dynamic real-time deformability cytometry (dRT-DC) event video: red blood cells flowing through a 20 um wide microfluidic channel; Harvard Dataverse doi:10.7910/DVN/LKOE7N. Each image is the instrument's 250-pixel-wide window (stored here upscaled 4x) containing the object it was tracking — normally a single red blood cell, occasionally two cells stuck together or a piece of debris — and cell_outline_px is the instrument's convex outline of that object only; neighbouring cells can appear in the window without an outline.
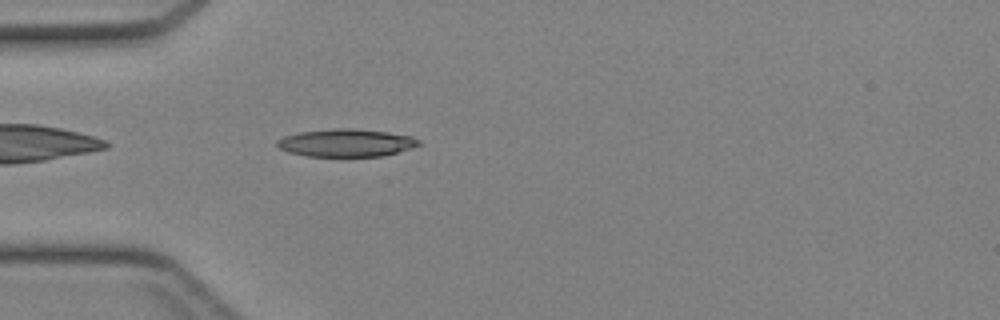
{"species": "Egyptian fruit bat (a non-hibernating species)", "species_latin": "Rousettus aegyptiacus", "temperature_condition": "cold", "stored_images_in_passage": 33, "camera_frame_rate_fps": 3000, "um_per_image_px": 0.085, "animal": {"sex": "female"}, "frame": {"image": 1, "passage_image": 2, "time_ms": 0.333, "image_size_px": [1000, 320], "cell_outline_px": [[424, 144], [412, 148], [384, 156], [308, 156], [288, 152], [280, 148], [276, 144], [276, 140], [284, 136], [300, 132], [332, 128], [356, 128], [388, 132], [412, 136], [420, 140]], "centroid_in_image_um": [29.47, 12.13], "position_along_channel_um": 55.5, "area_um2": 23.12}}
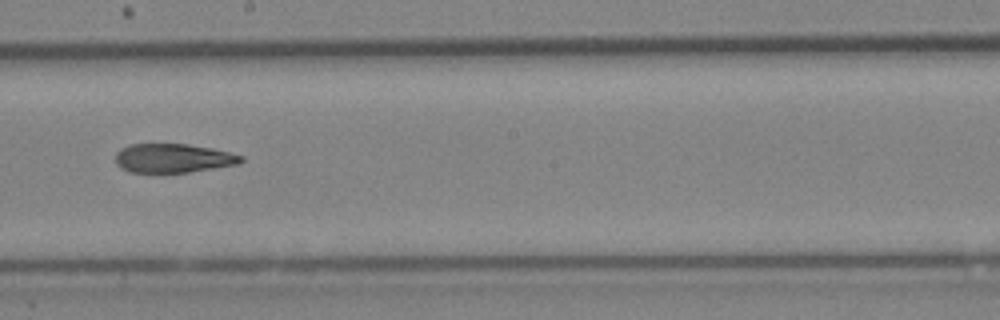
{"frame": {"image": 2, "passage_image": 14, "time_ms": 4.333, "image_size_px": [1000, 320], "cell_outline_px": [[244, 160], [236, 164], [188, 172], [128, 172], [120, 168], [116, 164], [116, 152], [120, 148], [128, 144], [188, 144], [212, 148], [244, 156]], "centroid_in_image_um": [14.67, 13.44], "position_along_channel_um": 233.5, "area_um2": 21.15}}
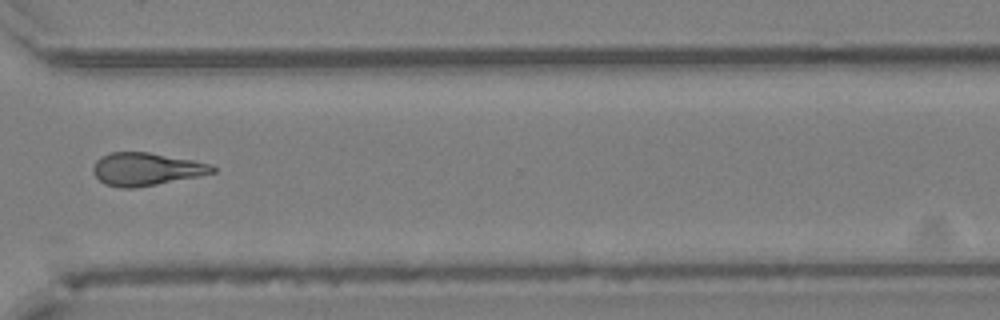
{"frame": {"image": 3, "passage_image": 22, "time_ms": 7.0, "image_size_px": [1000, 320], "cell_outline_px": [[216, 172], [200, 176], [156, 184], [132, 188], [120, 188], [104, 184], [92, 172], [92, 168], [96, 160], [100, 156], [112, 152], [148, 152], [192, 160], [212, 164], [216, 168]], "centroid_in_image_um": [12.41, 14.37], "position_along_channel_um": 358.2, "area_um2": 22.83}}